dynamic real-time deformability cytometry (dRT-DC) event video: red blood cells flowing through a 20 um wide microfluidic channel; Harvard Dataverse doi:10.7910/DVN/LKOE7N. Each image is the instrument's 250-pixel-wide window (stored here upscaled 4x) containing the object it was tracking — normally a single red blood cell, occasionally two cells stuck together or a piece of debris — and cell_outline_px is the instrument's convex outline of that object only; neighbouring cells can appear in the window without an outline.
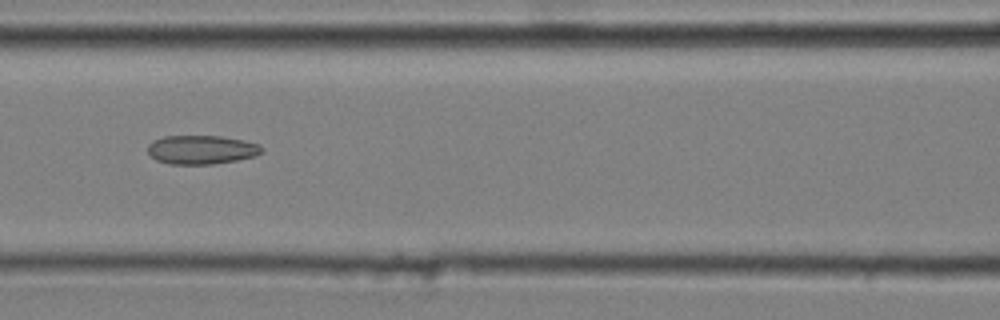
{"species": "common noctule bat (a hibernating species)", "species_latin": "Nyctalus noctula", "temperature_condition": "cold", "stored_images_in_passage": 8, "camera_frame_rate_fps": 3000, "um_per_image_px": 0.085, "animal": {"sex": "male", "body_mass_g": 20.4}, "frame": {"image": 1, "passage_image": 7, "time_ms": 2.0, "image_size_px": [1000, 320], "cell_outline_px": [[264, 152], [256, 156], [236, 160], [212, 164], [168, 164], [156, 160], [148, 152], [148, 144], [164, 136], [220, 136], [244, 140], [260, 144], [264, 148]], "centroid_in_image_um": [17.17, 12.72], "position_along_channel_um": 149.4, "area_um2": 19.25}}
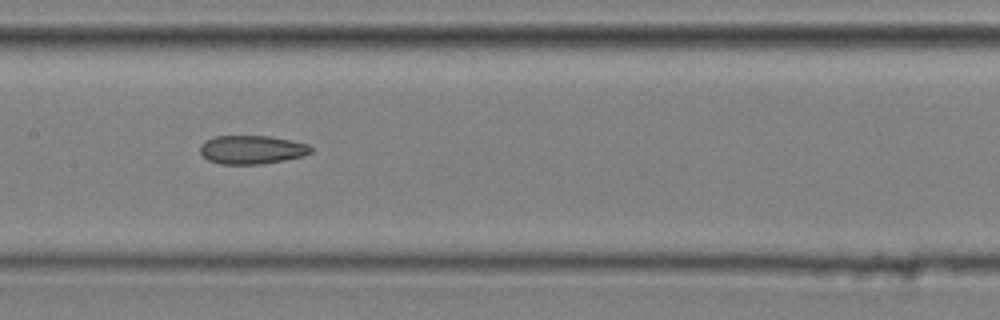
{"frame": {"image": 2, "passage_image": 8, "time_ms": 2.333, "image_size_px": [1000, 320], "cell_outline_px": [[312, 152], [304, 156], [264, 164], [220, 164], [208, 160], [200, 152], [200, 144], [204, 140], [216, 136], [268, 136], [292, 140], [308, 144], [312, 148]], "centroid_in_image_um": [21.41, 12.72], "position_along_channel_um": 186.0, "area_um2": 18.61}}